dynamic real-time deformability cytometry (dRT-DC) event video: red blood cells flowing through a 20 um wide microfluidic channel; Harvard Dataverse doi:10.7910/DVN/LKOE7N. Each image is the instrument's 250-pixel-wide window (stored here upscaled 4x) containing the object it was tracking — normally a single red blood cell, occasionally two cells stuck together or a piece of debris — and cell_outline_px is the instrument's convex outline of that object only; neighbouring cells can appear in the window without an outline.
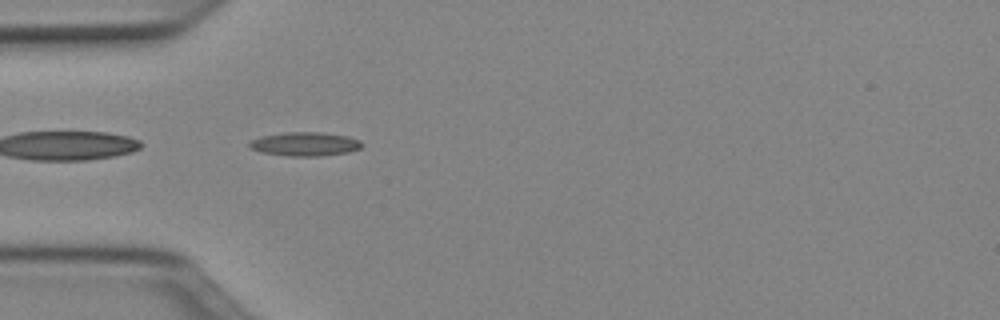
{"species": "Egyptian fruit bat (a non-hibernating species)", "species_latin": "Rousettus aegyptiacus", "temperature_condition": "cold", "stored_images_in_passage": 36, "camera_frame_rate_fps": 3000, "um_per_image_px": 0.085, "animal": {"sex": "female"}, "frame": {"image": 1, "passage_image": 1, "time_ms": 0.0, "image_size_px": [1000, 320], "cell_outline_px": [[364, 144], [360, 148], [348, 152], [320, 156], [288, 156], [260, 152], [248, 148], [248, 144], [252, 140], [260, 136], [288, 132], [320, 132], [348, 136], [360, 140]], "centroid_in_image_um": [25.91, 12.24], "position_along_channel_um": 59.1, "area_um2": 15.72}}
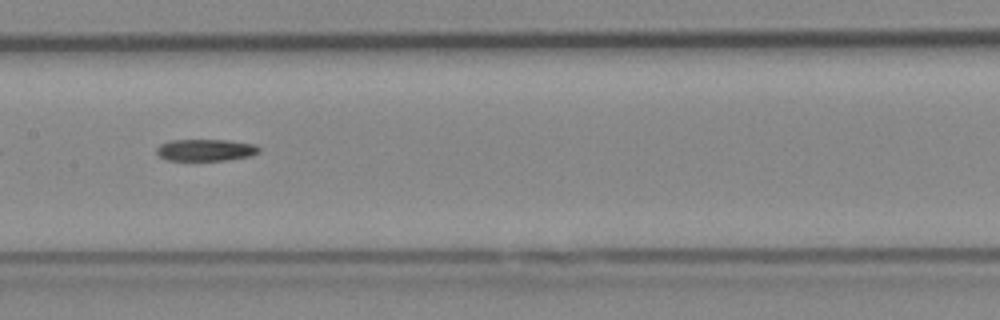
{"frame": {"image": 2, "passage_image": 11, "time_ms": 3.333, "image_size_px": [1000, 320], "cell_outline_px": [[260, 152], [252, 156], [228, 160], [168, 160], [160, 156], [156, 152], [156, 148], [160, 144], [168, 140], [228, 140], [256, 144], [260, 148]], "centroid_in_image_um": [17.51, 12.75], "position_along_channel_um": 189.9, "area_um2": 13.18}}
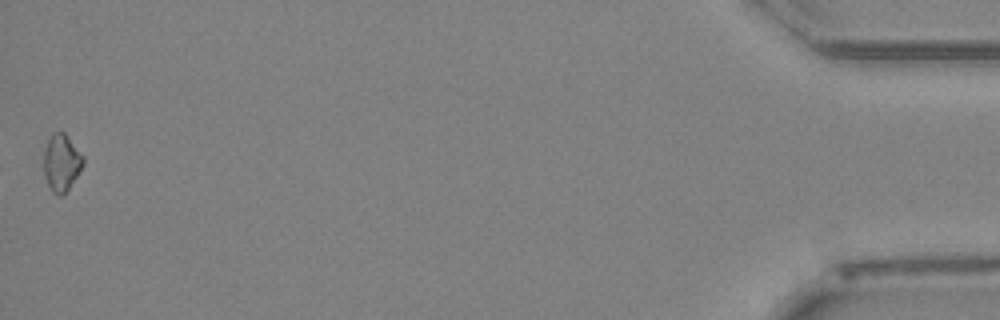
{"frame": {"image": 3, "passage_image": 36, "time_ms": 11.667, "image_size_px": [1000, 320], "cell_outline_px": [[84, 164], [68, 188], [60, 196], [52, 192], [44, 176], [44, 152], [48, 140], [52, 132], [64, 132], [84, 156]], "centroid_in_image_um": [5.22, 13.8], "position_along_channel_um": 430.0, "area_um2": 12.89}}